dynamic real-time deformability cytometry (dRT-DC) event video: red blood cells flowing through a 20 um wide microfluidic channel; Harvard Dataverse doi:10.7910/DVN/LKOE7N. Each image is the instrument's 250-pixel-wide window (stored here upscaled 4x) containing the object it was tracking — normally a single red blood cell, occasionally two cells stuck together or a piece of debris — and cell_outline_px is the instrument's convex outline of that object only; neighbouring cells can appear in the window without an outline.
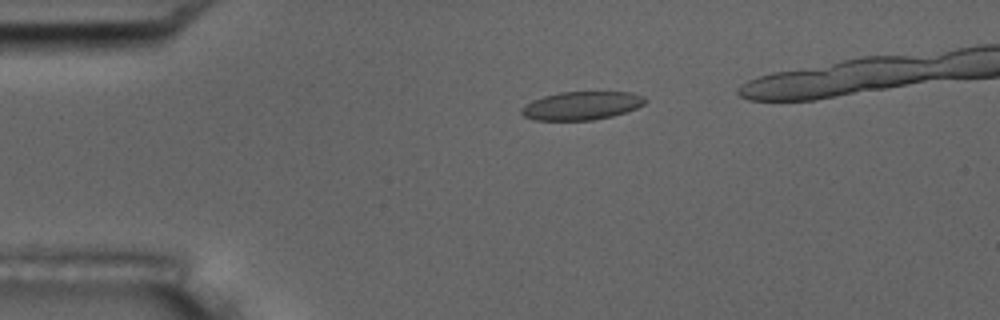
{"species": "common noctule bat (a hibernating species)", "species_latin": "Nyctalus noctula", "temperature_condition": "room temperature", "stored_images_in_passage": 5, "camera_frame_rate_fps": 3000, "um_per_image_px": 0.085, "animal": {"sex": "male", "body_mass_g": 17.5, "forearm_length_mm": 52.3}, "frame": {"image": 1, "passage_image": 3, "time_ms": 2.333, "image_size_px": [1000, 320], "cell_outline_px": [[648, 100], [644, 104], [636, 108], [612, 116], [592, 120], [536, 120], [524, 116], [520, 112], [520, 108], [532, 100], [544, 96], [560, 92], [632, 92], [644, 96]], "centroid_in_image_um": [49.44, 8.97], "position_along_channel_um": 35.6, "area_um2": 20.4}}